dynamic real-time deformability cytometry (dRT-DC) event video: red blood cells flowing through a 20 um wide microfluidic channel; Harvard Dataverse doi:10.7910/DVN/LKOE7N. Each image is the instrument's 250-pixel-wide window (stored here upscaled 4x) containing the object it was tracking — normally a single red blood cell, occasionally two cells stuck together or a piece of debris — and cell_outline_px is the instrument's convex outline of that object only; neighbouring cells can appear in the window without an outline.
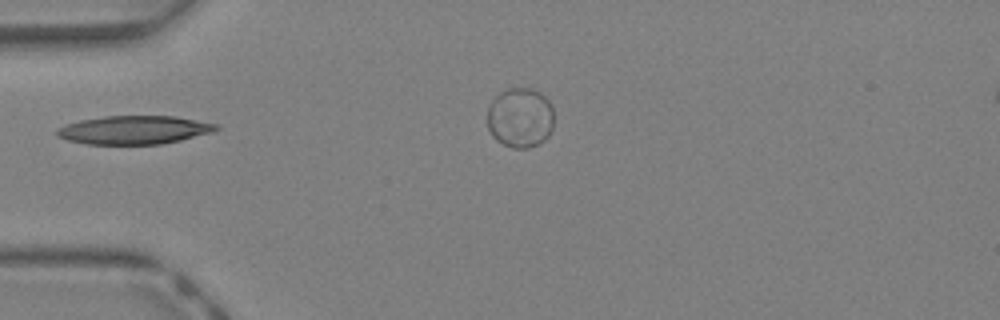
{"species": "Egyptian fruit bat (a non-hibernating species)", "species_latin": "Rousettus aegyptiacus", "temperature_condition": "warm", "stored_images_in_passage": 22, "camera_frame_rate_fps": 3000, "um_per_image_px": 0.085, "animal": {"sex": "female"}, "frame": {"image": 1, "passage_image": 1, "time_ms": 0.0, "image_size_px": [1000, 320], "cell_outline_px": [[220, 128], [212, 132], [180, 140], [160, 144], [88, 144], [68, 140], [60, 136], [56, 132], [60, 128], [68, 124], [80, 120], [104, 116], [176, 116], [216, 124]], "centroid_in_image_um": [11.44, 11.04], "position_along_channel_um": 73.6, "area_um2": 26.01}}
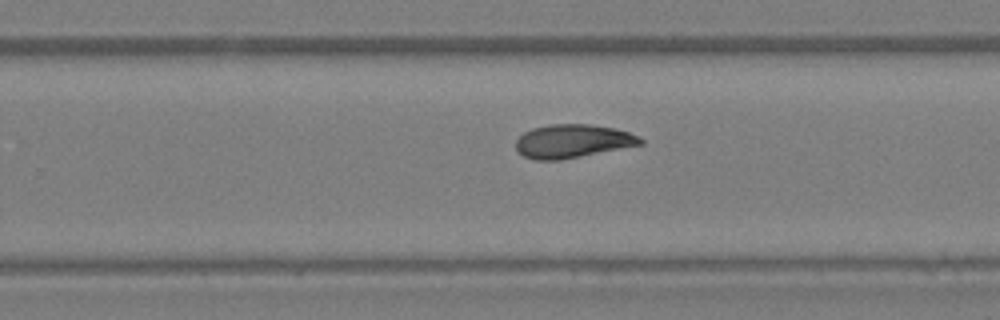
{"frame": {"image": 2, "passage_image": 14, "time_ms": 4.333, "image_size_px": [1000, 320], "cell_outline_px": [[644, 144], [560, 160], [536, 160], [524, 156], [516, 148], [516, 140], [524, 132], [532, 128], [552, 124], [588, 124], [616, 128], [640, 136], [644, 140]], "centroid_in_image_um": [48.7, 11.99], "position_along_channel_um": 281.1, "area_um2": 24.28}}
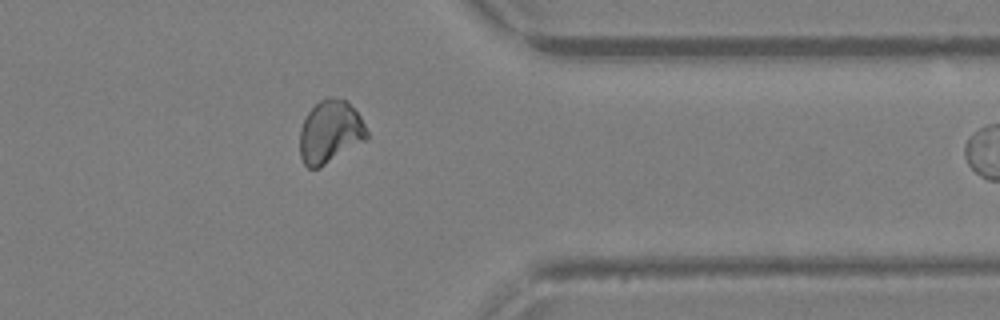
{"frame": {"image": 3, "passage_image": 21, "time_ms": 6.667, "image_size_px": [1000, 320], "cell_outline_px": [[368, 140], [320, 168], [308, 168], [304, 164], [300, 156], [300, 128], [308, 112], [320, 100], [328, 96], [332, 96], [344, 100], [360, 116], [368, 132]], "centroid_in_image_um": [28.07, 11.24], "position_along_channel_um": 383.3, "area_um2": 24.68}}